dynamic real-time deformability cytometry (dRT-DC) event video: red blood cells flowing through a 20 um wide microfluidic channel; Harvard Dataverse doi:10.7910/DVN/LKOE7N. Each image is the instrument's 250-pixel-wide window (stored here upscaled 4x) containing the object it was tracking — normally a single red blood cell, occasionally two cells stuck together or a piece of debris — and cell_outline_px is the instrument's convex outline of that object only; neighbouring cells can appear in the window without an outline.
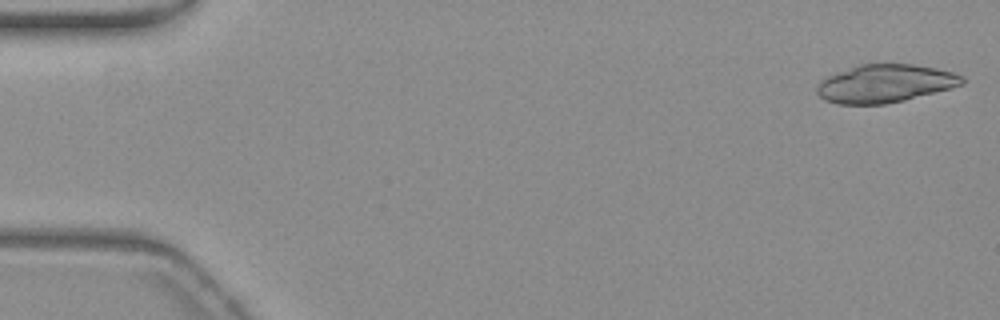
{"species": "common noctule bat (a hibernating species)", "species_latin": "Nyctalus noctula", "temperature_condition": "warm", "stored_images_in_passage": 30, "camera_frame_rate_fps": 3000, "um_per_image_px": 0.085, "animal": {"sex": "female", "body_mass_g": 19.3, "forearm_length_mm": 54.1}, "frame": {"image": 1, "passage_image": 1, "time_ms": 0.0, "image_size_px": [1000, 320], "cell_outline_px": [[964, 84], [952, 88], [904, 100], [884, 104], [836, 104], [824, 100], [816, 92], [816, 88], [820, 80], [828, 76], [860, 64], [912, 64], [936, 68], [952, 72], [964, 76]], "centroid_in_image_um": [75.23, 7.1], "position_along_channel_um": 9.8, "area_um2": 32.14}}
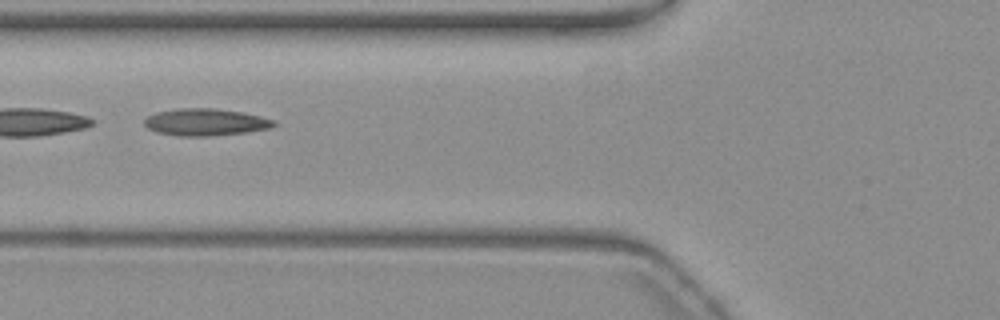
{"frame": {"image": 2, "passage_image": 21, "time_ms": 6.667, "image_size_px": [1000, 320], "cell_outline_px": [[276, 124], [272, 128], [248, 132], [208, 136], [180, 136], [156, 132], [148, 128], [144, 124], [144, 120], [148, 116], [156, 112], [176, 108], [216, 108], [244, 112], [276, 120]], "centroid_in_image_um": [17.49, 10.37], "position_along_channel_um": 108.3, "area_um2": 20.63}}